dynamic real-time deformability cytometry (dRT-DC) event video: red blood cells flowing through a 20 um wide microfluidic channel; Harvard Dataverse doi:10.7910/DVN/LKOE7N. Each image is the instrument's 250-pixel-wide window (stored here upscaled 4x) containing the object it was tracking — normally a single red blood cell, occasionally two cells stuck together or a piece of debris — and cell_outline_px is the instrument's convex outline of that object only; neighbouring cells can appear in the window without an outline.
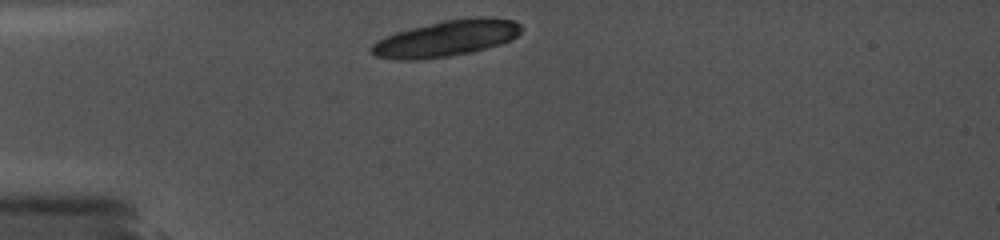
{"species": "common noctule bat (a hibernating species)", "species_latin": "Nyctalus noctula", "temperature_condition": "cold", "stored_images_in_passage": 1, "camera_frame_rate_fps": 5000, "um_per_image_px": 0.085, "animal": {"sex": "female", "body_mass_g": 19.0, "forearm_length_mm": 56.7}, "frame": {"image": 1, "passage_image": 1, "time_ms": 0.0, "image_size_px": [1000, 240], "cell_outline_px": [[524, 28], [512, 40], [500, 44], [472, 52], [448, 56], [420, 60], [396, 60], [376, 56], [372, 52], [372, 44], [376, 40], [384, 36], [396, 32], [444, 20], [476, 16], [484, 16], [512, 20], [520, 24]], "centroid_in_image_um": [37.95, 3.26], "position_along_channel_um": 47.0, "area_um2": 31.62}}